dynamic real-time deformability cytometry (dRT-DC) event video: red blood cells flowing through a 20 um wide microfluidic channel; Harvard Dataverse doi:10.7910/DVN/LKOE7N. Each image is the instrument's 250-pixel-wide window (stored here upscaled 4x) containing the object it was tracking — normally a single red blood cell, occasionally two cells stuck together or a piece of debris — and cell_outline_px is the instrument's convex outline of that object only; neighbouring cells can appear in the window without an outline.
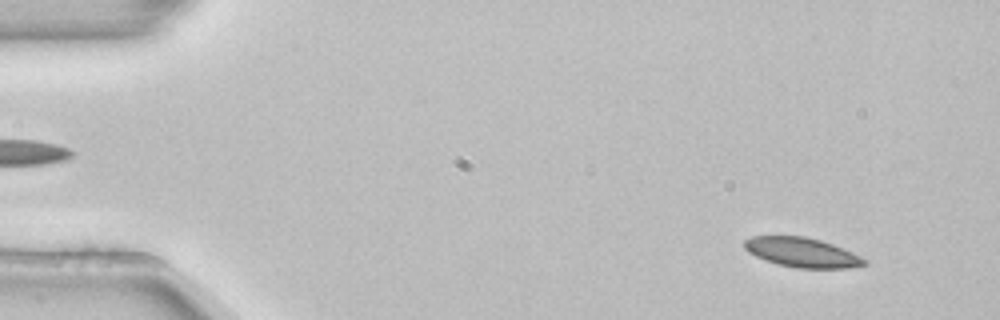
{"species": "common noctule bat (a hibernating species)", "species_latin": "Nyctalus noctula", "temperature_condition": "room temperature", "stored_images_in_passage": 52, "camera_frame_rate_fps": 3000, "um_per_image_px": 0.085, "animal": {"sex": "female", "body_mass_g": 22.7, "forearm_length_mm": 54.2}, "frame": {"image": 1, "passage_image": 4, "time_ms": 1.0, "image_size_px": [1000, 320], "cell_outline_px": [[868, 264], [848, 268], [796, 268], [764, 260], [748, 252], [744, 248], [744, 240], [752, 236], [804, 236], [820, 240], [832, 244], [852, 252], [868, 260]], "centroid_in_image_um": [68.17, 21.46], "position_along_channel_um": 16.8, "area_um2": 20.63}}
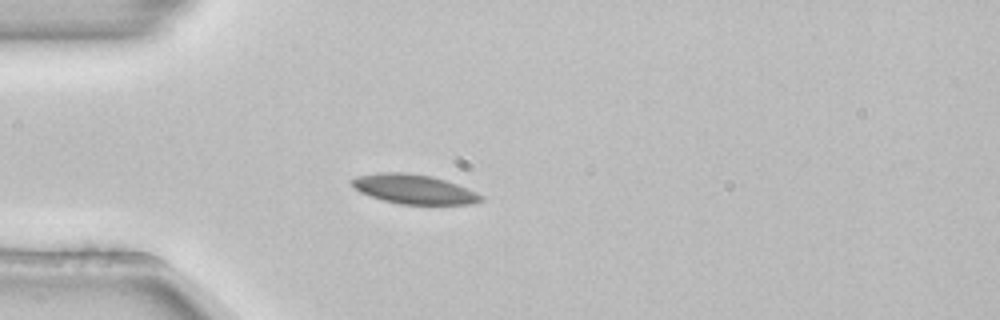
{"frame": {"image": 2, "passage_image": 14, "time_ms": 4.333, "image_size_px": [1000, 320], "cell_outline_px": [[484, 200], [472, 204], [400, 204], [384, 200], [360, 192], [348, 180], [356, 176], [380, 172], [404, 172], [432, 176], [456, 184], [476, 192], [484, 196]], "centroid_in_image_um": [35.18, 16.07], "position_along_channel_um": 49.8, "area_um2": 22.02}}
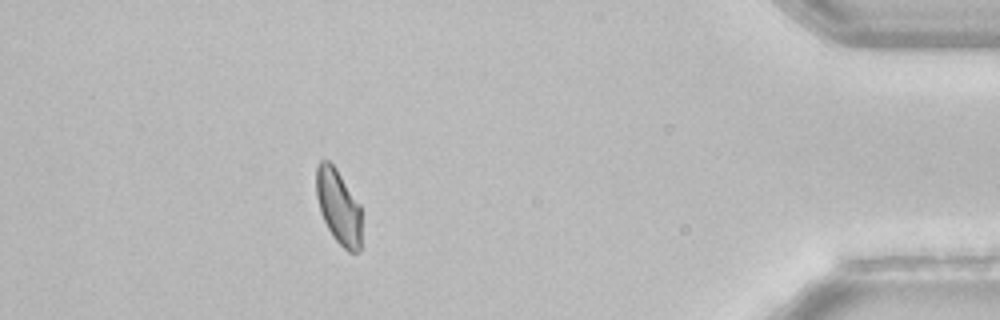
{"frame": {"image": 3, "passage_image": 47, "time_ms": 15.333, "image_size_px": [1000, 320], "cell_outline_px": [[360, 252], [348, 252], [332, 236], [320, 212], [316, 196], [316, 164], [320, 160], [328, 160], [336, 168], [360, 204]], "centroid_in_image_um": [28.75, 17.55], "position_along_channel_um": 406.5, "area_um2": 19.71}, "authors_computed_cell_mechanics": {"area_um2": 21.4727, "velocity_mm_per_s": 3.8299, "shape_relaxation_time_tau1_ms": 3.5794, "shape_relaxation_time_tau2_ms": 6.4919, "deformation_change_tau1": 0.0775, "deformation_change_tau2": 0.0973}}